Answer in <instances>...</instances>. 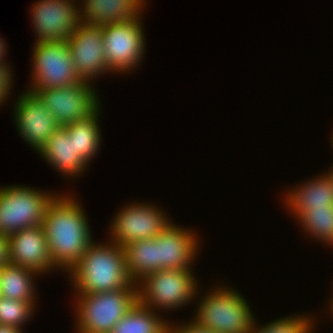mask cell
Instances as JSON below:
<instances>
[{"label": "cell", "mask_w": 333, "mask_h": 333, "mask_svg": "<svg viewBox=\"0 0 333 333\" xmlns=\"http://www.w3.org/2000/svg\"><path fill=\"white\" fill-rule=\"evenodd\" d=\"M69 195L56 194L43 220L48 250L53 264L67 272L81 259L92 242L82 206Z\"/></svg>", "instance_id": "obj_1"}, {"label": "cell", "mask_w": 333, "mask_h": 333, "mask_svg": "<svg viewBox=\"0 0 333 333\" xmlns=\"http://www.w3.org/2000/svg\"><path fill=\"white\" fill-rule=\"evenodd\" d=\"M77 293L92 294L119 290L134 283L126 268L123 247L113 241L90 243L81 259L68 271ZM72 277V278H71Z\"/></svg>", "instance_id": "obj_2"}, {"label": "cell", "mask_w": 333, "mask_h": 333, "mask_svg": "<svg viewBox=\"0 0 333 333\" xmlns=\"http://www.w3.org/2000/svg\"><path fill=\"white\" fill-rule=\"evenodd\" d=\"M138 285L102 293H76L78 332L110 333L138 302Z\"/></svg>", "instance_id": "obj_3"}, {"label": "cell", "mask_w": 333, "mask_h": 333, "mask_svg": "<svg viewBox=\"0 0 333 333\" xmlns=\"http://www.w3.org/2000/svg\"><path fill=\"white\" fill-rule=\"evenodd\" d=\"M206 294L200 299L193 322L214 333H250L255 319L239 292L217 286Z\"/></svg>", "instance_id": "obj_4"}, {"label": "cell", "mask_w": 333, "mask_h": 333, "mask_svg": "<svg viewBox=\"0 0 333 333\" xmlns=\"http://www.w3.org/2000/svg\"><path fill=\"white\" fill-rule=\"evenodd\" d=\"M192 270H159L143 277L137 285L138 302L147 308L177 309L198 293ZM143 286V287H142Z\"/></svg>", "instance_id": "obj_5"}, {"label": "cell", "mask_w": 333, "mask_h": 333, "mask_svg": "<svg viewBox=\"0 0 333 333\" xmlns=\"http://www.w3.org/2000/svg\"><path fill=\"white\" fill-rule=\"evenodd\" d=\"M23 186L0 188V234L11 236L19 230L43 224L52 193Z\"/></svg>", "instance_id": "obj_6"}, {"label": "cell", "mask_w": 333, "mask_h": 333, "mask_svg": "<svg viewBox=\"0 0 333 333\" xmlns=\"http://www.w3.org/2000/svg\"><path fill=\"white\" fill-rule=\"evenodd\" d=\"M33 51V83L28 90L36 93L74 85L81 81L76 72L66 40L35 42Z\"/></svg>", "instance_id": "obj_7"}, {"label": "cell", "mask_w": 333, "mask_h": 333, "mask_svg": "<svg viewBox=\"0 0 333 333\" xmlns=\"http://www.w3.org/2000/svg\"><path fill=\"white\" fill-rule=\"evenodd\" d=\"M140 20L102 25L105 61L110 72L128 73L141 62L145 35Z\"/></svg>", "instance_id": "obj_8"}, {"label": "cell", "mask_w": 333, "mask_h": 333, "mask_svg": "<svg viewBox=\"0 0 333 333\" xmlns=\"http://www.w3.org/2000/svg\"><path fill=\"white\" fill-rule=\"evenodd\" d=\"M90 83L81 80L74 85L40 89L36 94L53 114L56 122L64 126L87 119L100 107L99 97Z\"/></svg>", "instance_id": "obj_9"}, {"label": "cell", "mask_w": 333, "mask_h": 333, "mask_svg": "<svg viewBox=\"0 0 333 333\" xmlns=\"http://www.w3.org/2000/svg\"><path fill=\"white\" fill-rule=\"evenodd\" d=\"M129 204L122 208L111 223V241L124 245L137 240L153 239L171 224L165 212L145 202Z\"/></svg>", "instance_id": "obj_10"}, {"label": "cell", "mask_w": 333, "mask_h": 333, "mask_svg": "<svg viewBox=\"0 0 333 333\" xmlns=\"http://www.w3.org/2000/svg\"><path fill=\"white\" fill-rule=\"evenodd\" d=\"M66 41L76 72L81 80L90 82L92 78L109 71L105 61L101 25L81 22Z\"/></svg>", "instance_id": "obj_11"}, {"label": "cell", "mask_w": 333, "mask_h": 333, "mask_svg": "<svg viewBox=\"0 0 333 333\" xmlns=\"http://www.w3.org/2000/svg\"><path fill=\"white\" fill-rule=\"evenodd\" d=\"M75 0H41L32 5V23L37 42L62 41L76 31L81 23ZM78 6V7H77Z\"/></svg>", "instance_id": "obj_12"}, {"label": "cell", "mask_w": 333, "mask_h": 333, "mask_svg": "<svg viewBox=\"0 0 333 333\" xmlns=\"http://www.w3.org/2000/svg\"><path fill=\"white\" fill-rule=\"evenodd\" d=\"M15 104V126L24 141L38 152L60 125L38 95L28 89Z\"/></svg>", "instance_id": "obj_13"}, {"label": "cell", "mask_w": 333, "mask_h": 333, "mask_svg": "<svg viewBox=\"0 0 333 333\" xmlns=\"http://www.w3.org/2000/svg\"><path fill=\"white\" fill-rule=\"evenodd\" d=\"M197 238L190 229L187 230L172 223L168 225L155 237L157 271L192 270L191 262L193 264L198 254Z\"/></svg>", "instance_id": "obj_14"}, {"label": "cell", "mask_w": 333, "mask_h": 333, "mask_svg": "<svg viewBox=\"0 0 333 333\" xmlns=\"http://www.w3.org/2000/svg\"><path fill=\"white\" fill-rule=\"evenodd\" d=\"M9 262L21 267L46 273L57 268L50 257L48 241L42 225L19 230L8 237Z\"/></svg>", "instance_id": "obj_15"}, {"label": "cell", "mask_w": 333, "mask_h": 333, "mask_svg": "<svg viewBox=\"0 0 333 333\" xmlns=\"http://www.w3.org/2000/svg\"><path fill=\"white\" fill-rule=\"evenodd\" d=\"M145 0H84L79 6L80 21L105 25L140 18ZM83 9V10H82Z\"/></svg>", "instance_id": "obj_16"}, {"label": "cell", "mask_w": 333, "mask_h": 333, "mask_svg": "<svg viewBox=\"0 0 333 333\" xmlns=\"http://www.w3.org/2000/svg\"><path fill=\"white\" fill-rule=\"evenodd\" d=\"M38 152L58 172L65 174L64 177H77L88 165L81 156L75 154L73 140L68 137L65 126H59Z\"/></svg>", "instance_id": "obj_17"}, {"label": "cell", "mask_w": 333, "mask_h": 333, "mask_svg": "<svg viewBox=\"0 0 333 333\" xmlns=\"http://www.w3.org/2000/svg\"><path fill=\"white\" fill-rule=\"evenodd\" d=\"M318 177V178H317ZM299 185L285 195V204L291 214L299 217L306 210L333 205V183L327 173Z\"/></svg>", "instance_id": "obj_18"}, {"label": "cell", "mask_w": 333, "mask_h": 333, "mask_svg": "<svg viewBox=\"0 0 333 333\" xmlns=\"http://www.w3.org/2000/svg\"><path fill=\"white\" fill-rule=\"evenodd\" d=\"M40 273L10 262L1 266L0 296L32 303L35 306V285L33 278Z\"/></svg>", "instance_id": "obj_19"}, {"label": "cell", "mask_w": 333, "mask_h": 333, "mask_svg": "<svg viewBox=\"0 0 333 333\" xmlns=\"http://www.w3.org/2000/svg\"><path fill=\"white\" fill-rule=\"evenodd\" d=\"M101 106L87 119L74 121L64 125L69 138H72L75 154H78L88 164L101 146L99 128V113Z\"/></svg>", "instance_id": "obj_20"}, {"label": "cell", "mask_w": 333, "mask_h": 333, "mask_svg": "<svg viewBox=\"0 0 333 333\" xmlns=\"http://www.w3.org/2000/svg\"><path fill=\"white\" fill-rule=\"evenodd\" d=\"M127 273L134 283L157 271L155 238L132 241L123 246Z\"/></svg>", "instance_id": "obj_21"}, {"label": "cell", "mask_w": 333, "mask_h": 333, "mask_svg": "<svg viewBox=\"0 0 333 333\" xmlns=\"http://www.w3.org/2000/svg\"><path fill=\"white\" fill-rule=\"evenodd\" d=\"M160 317L153 309L137 302L110 333H168L170 323Z\"/></svg>", "instance_id": "obj_22"}, {"label": "cell", "mask_w": 333, "mask_h": 333, "mask_svg": "<svg viewBox=\"0 0 333 333\" xmlns=\"http://www.w3.org/2000/svg\"><path fill=\"white\" fill-rule=\"evenodd\" d=\"M296 220H299L304 231L311 237L333 246V205L306 210Z\"/></svg>", "instance_id": "obj_23"}, {"label": "cell", "mask_w": 333, "mask_h": 333, "mask_svg": "<svg viewBox=\"0 0 333 333\" xmlns=\"http://www.w3.org/2000/svg\"><path fill=\"white\" fill-rule=\"evenodd\" d=\"M34 307L29 302L0 296V325L22 329V324L33 315Z\"/></svg>", "instance_id": "obj_24"}, {"label": "cell", "mask_w": 333, "mask_h": 333, "mask_svg": "<svg viewBox=\"0 0 333 333\" xmlns=\"http://www.w3.org/2000/svg\"><path fill=\"white\" fill-rule=\"evenodd\" d=\"M254 324L250 333H312L314 327V320L311 316H288L276 319L265 326L256 328ZM313 328V329H312Z\"/></svg>", "instance_id": "obj_25"}, {"label": "cell", "mask_w": 333, "mask_h": 333, "mask_svg": "<svg viewBox=\"0 0 333 333\" xmlns=\"http://www.w3.org/2000/svg\"><path fill=\"white\" fill-rule=\"evenodd\" d=\"M5 61H0V105L6 100L10 94L13 75Z\"/></svg>", "instance_id": "obj_26"}, {"label": "cell", "mask_w": 333, "mask_h": 333, "mask_svg": "<svg viewBox=\"0 0 333 333\" xmlns=\"http://www.w3.org/2000/svg\"><path fill=\"white\" fill-rule=\"evenodd\" d=\"M168 333H214L210 330H207L206 328L198 326L195 322L191 320L190 323H187L186 325H177L174 326L172 324H169Z\"/></svg>", "instance_id": "obj_27"}, {"label": "cell", "mask_w": 333, "mask_h": 333, "mask_svg": "<svg viewBox=\"0 0 333 333\" xmlns=\"http://www.w3.org/2000/svg\"><path fill=\"white\" fill-rule=\"evenodd\" d=\"M9 262V240L8 236L0 234V266Z\"/></svg>", "instance_id": "obj_28"}, {"label": "cell", "mask_w": 333, "mask_h": 333, "mask_svg": "<svg viewBox=\"0 0 333 333\" xmlns=\"http://www.w3.org/2000/svg\"><path fill=\"white\" fill-rule=\"evenodd\" d=\"M0 333H23L21 329L10 327L7 325H0Z\"/></svg>", "instance_id": "obj_29"}, {"label": "cell", "mask_w": 333, "mask_h": 333, "mask_svg": "<svg viewBox=\"0 0 333 333\" xmlns=\"http://www.w3.org/2000/svg\"><path fill=\"white\" fill-rule=\"evenodd\" d=\"M5 41L1 38L0 39V61H4L5 59H3V58H5L4 56H5V54H6V52H5V50H6V46H5Z\"/></svg>", "instance_id": "obj_30"}, {"label": "cell", "mask_w": 333, "mask_h": 333, "mask_svg": "<svg viewBox=\"0 0 333 333\" xmlns=\"http://www.w3.org/2000/svg\"><path fill=\"white\" fill-rule=\"evenodd\" d=\"M332 168H333V166L331 167V170L327 173H328V176L331 178V181L333 183V169Z\"/></svg>", "instance_id": "obj_31"}, {"label": "cell", "mask_w": 333, "mask_h": 333, "mask_svg": "<svg viewBox=\"0 0 333 333\" xmlns=\"http://www.w3.org/2000/svg\"><path fill=\"white\" fill-rule=\"evenodd\" d=\"M331 304H330V306H331V308H329V309H331V313H332V315H333V298L331 299Z\"/></svg>", "instance_id": "obj_32"}, {"label": "cell", "mask_w": 333, "mask_h": 333, "mask_svg": "<svg viewBox=\"0 0 333 333\" xmlns=\"http://www.w3.org/2000/svg\"><path fill=\"white\" fill-rule=\"evenodd\" d=\"M331 145H332V149H333V134H332V142H331Z\"/></svg>", "instance_id": "obj_33"}]
</instances>
